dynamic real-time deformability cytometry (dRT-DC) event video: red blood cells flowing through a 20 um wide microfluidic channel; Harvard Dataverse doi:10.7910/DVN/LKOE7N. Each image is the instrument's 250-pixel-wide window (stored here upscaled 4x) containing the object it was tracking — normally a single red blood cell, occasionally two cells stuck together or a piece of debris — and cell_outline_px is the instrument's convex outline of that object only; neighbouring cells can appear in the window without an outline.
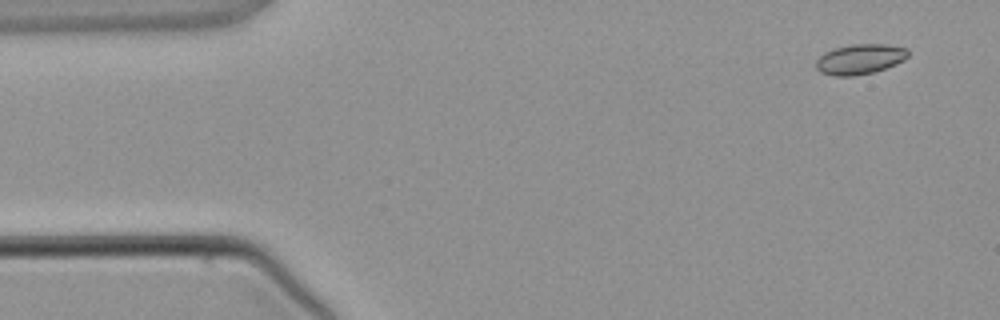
{"species": "common noctule bat (a hibernating species)", "species_latin": "Nyctalus noctula", "temperature_condition": "warm", "stored_images_in_passage": 4, "camera_frame_rate_fps": 3000, "um_per_image_px": 0.085, "animal": {"sex": "male", "body_mass_g": 21.5, "forearm_length_mm": 52.0}, "frame": {"image": 1, "passage_image": 1, "time_ms": 0.0, "image_size_px": [1000, 320], "cell_outline_px": [[908, 56], [904, 60], [896, 64], [872, 72], [852, 76], [836, 76], [820, 72], [816, 68], [816, 60], [824, 52], [836, 48], [852, 44], [888, 44], [908, 48]], "centroid_in_image_um": [73.1, 5.02], "position_along_channel_um": 11.9, "area_um2": 16.13}}
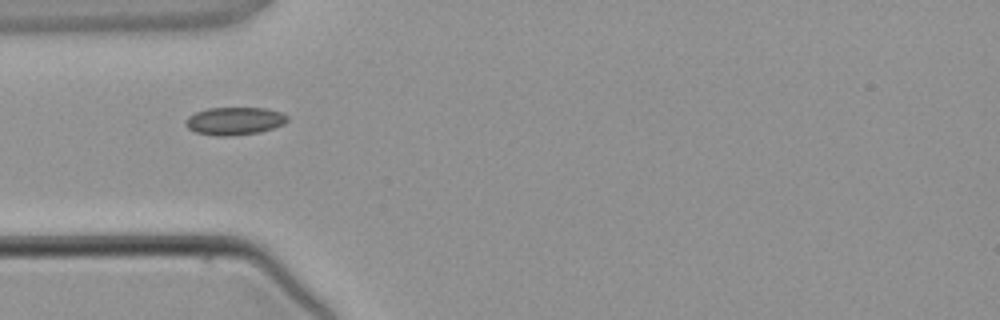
{"frame": {"image": 2, "passage_image": 3, "time_ms": 3.333, "image_size_px": [1000, 320], "cell_outline_px": [[288, 120], [284, 124], [260, 132], [228, 136], [216, 136], [196, 132], [188, 128], [184, 124], [184, 120], [188, 116], [196, 112], [208, 108], [264, 108], [280, 112], [288, 116]], "centroid_in_image_um": [19.91, 10.28], "position_along_channel_um": 65.1, "area_um2": 16.47}}
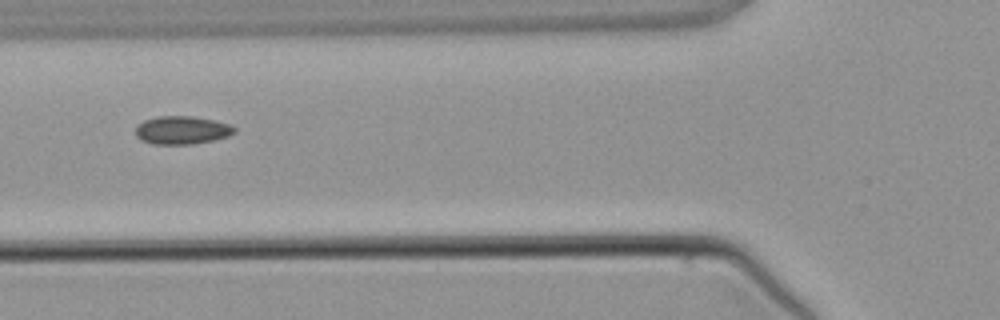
{"frame": {"image": 3, "passage_image": 4, "time_ms": 4.333, "image_size_px": [1000, 320], "cell_outline_px": [[236, 132], [228, 136], [212, 140], [192, 144], [152, 144], [140, 140], [136, 136], [136, 124], [144, 120], [160, 116], [192, 116], [212, 120], [228, 124], [236, 128]], "centroid_in_image_um": [15.43, 11.06], "position_along_channel_um": 110.4, "area_um2": 16.18}}